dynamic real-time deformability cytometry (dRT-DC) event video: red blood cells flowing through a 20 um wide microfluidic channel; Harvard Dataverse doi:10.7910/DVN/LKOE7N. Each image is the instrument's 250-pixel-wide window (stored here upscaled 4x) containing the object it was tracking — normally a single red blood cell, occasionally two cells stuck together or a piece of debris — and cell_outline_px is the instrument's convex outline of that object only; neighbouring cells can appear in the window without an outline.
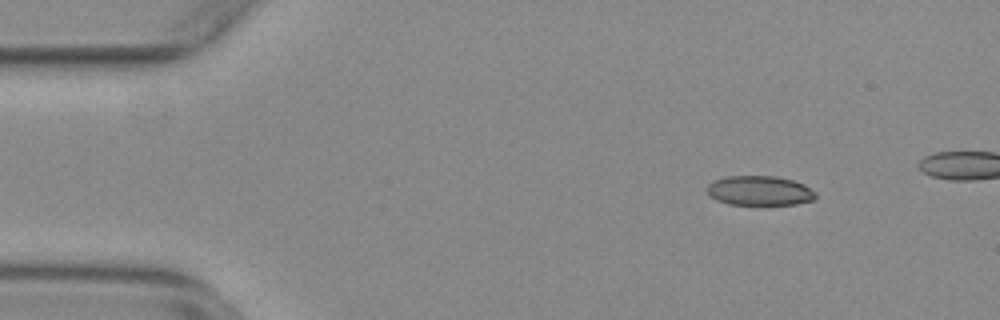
{"species": "common noctule bat (a hibernating species)", "species_latin": "Nyctalus noctula", "temperature_condition": "warm", "stored_images_in_passage": 49, "camera_frame_rate_fps": 3000, "um_per_image_px": 0.085, "animal": {"sex": "female", "body_mass_g": 29.2, "forearm_length_mm": 56.3}, "frame": {"image": 1, "passage_image": 7, "time_ms": 2.0, "image_size_px": [1000, 320], "cell_outline_px": [[816, 196], [812, 200], [796, 204], [728, 204], [716, 200], [708, 196], [704, 188], [712, 180], [728, 176], [776, 176], [792, 180], [804, 184], [816, 192]], "centroid_in_image_um": [64.5, 16.2], "position_along_channel_um": 20.5, "area_um2": 18.9}}
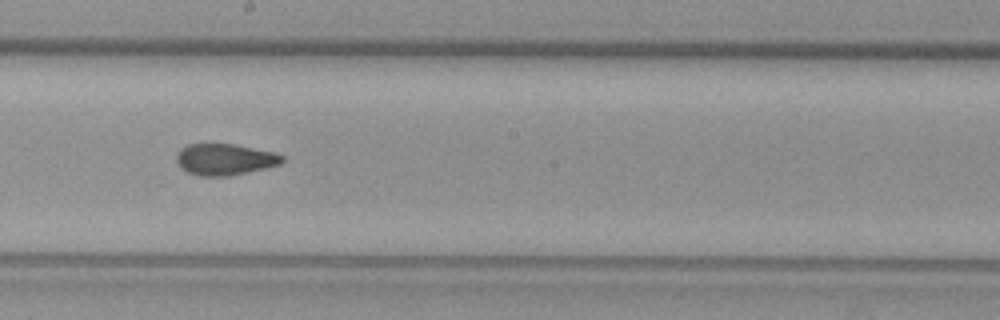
{"frame": {"image": 2, "passage_image": 30, "time_ms": 9.667, "image_size_px": [1000, 320], "cell_outline_px": [[284, 160], [280, 164], [268, 168], [228, 176], [200, 176], [188, 172], [180, 168], [176, 164], [176, 156], [180, 148], [188, 144], [232, 144], [272, 152], [284, 156]], "centroid_in_image_um": [19.08, 13.56], "position_along_channel_um": 229.1, "area_um2": 19.36}}
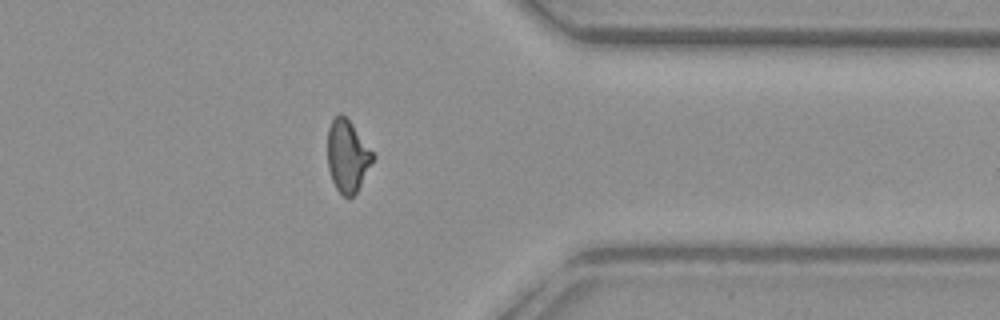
{"frame": {"image": 3, "passage_image": 43, "time_ms": 14.0, "image_size_px": [1000, 320], "cell_outline_px": [[376, 156], [356, 192], [348, 200], [336, 188], [332, 180], [328, 168], [328, 128], [332, 120], [340, 112], [348, 120]], "centroid_in_image_um": [29.53, 13.29], "position_along_channel_um": 381.9, "area_um2": 18.73}, "authors_computed_cell_mechanics": {"area_um2": 19.7098, "velocity_mm_per_s": 3.817, "shape_relaxation_time_tau1_ms": 11.1237, "shape_relaxation_time_tau2_ms": 1.5803, "deformation_change_tau1": 0.2246, "deformation_change_tau2": 0.0706}}